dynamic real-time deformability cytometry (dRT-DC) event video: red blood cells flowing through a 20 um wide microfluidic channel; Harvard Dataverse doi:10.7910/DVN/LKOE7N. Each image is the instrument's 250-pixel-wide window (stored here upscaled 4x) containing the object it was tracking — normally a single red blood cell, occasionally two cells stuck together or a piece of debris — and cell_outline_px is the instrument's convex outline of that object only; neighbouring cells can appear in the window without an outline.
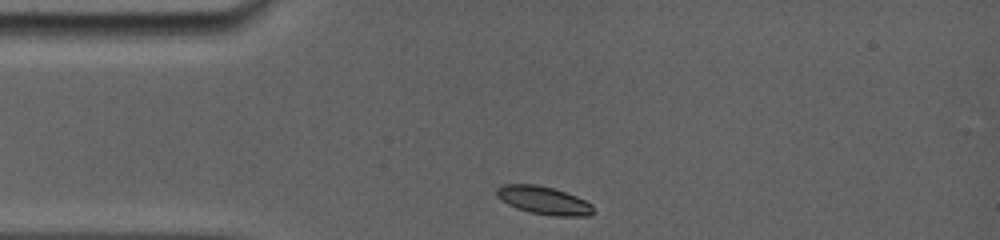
{"species": "common noctule bat (a hibernating species)", "species_latin": "Nyctalus noctula", "temperature_condition": "room temperature", "stored_images_in_passage": 27, "camera_frame_rate_fps": 5000, "um_per_image_px": 0.085, "animal": {"sex": "female", "body_mass_g": 19.0, "forearm_length_mm": 56.7}, "frame": {"image": 1, "passage_image": 1, "time_ms": 0.0, "image_size_px": [1000, 240], "cell_outline_px": [[592, 212], [588, 216], [552, 216], [528, 212], [516, 208], [500, 200], [496, 196], [496, 188], [500, 184], [536, 184], [552, 188], [576, 196], [592, 204]], "centroid_in_image_um": [46.15, 17.03], "position_along_channel_um": 38.8, "area_um2": 15.84}}
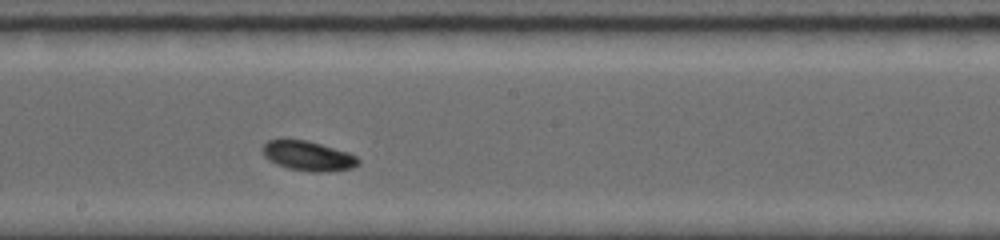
{"frame": {"image": 2, "passage_image": 16, "time_ms": 5.4, "image_size_px": [1000, 240], "cell_outline_px": [[360, 164], [352, 168], [328, 172], [316, 172], [288, 168], [268, 160], [264, 156], [260, 148], [268, 140], [304, 140], [320, 144], [348, 152], [356, 156], [360, 160]], "centroid_in_image_um": [26.19, 13.26], "position_along_channel_um": 222.0, "area_um2": 16.47}}
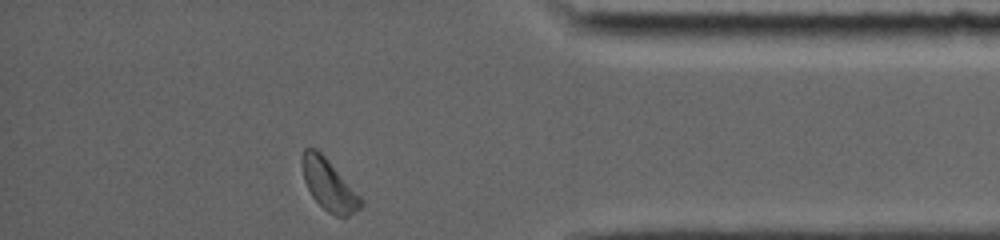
{"frame": {"image": 3, "passage_image": 27, "time_ms": 10.6, "image_size_px": [1000, 240], "cell_outline_px": [[364, 204], [360, 208], [348, 216], [336, 216], [328, 212], [312, 196], [304, 180], [304, 148], [316, 148], [328, 160], [360, 196]], "centroid_in_image_um": [27.99, 15.75], "position_along_channel_um": 407.2, "area_um2": 16.76}, "authors_computed_cell_mechanics": {"area_um2": 16.0684, "velocity_mm_per_s": 3.8161, "shape_relaxation_time_tau1_ms": 2.7129, "shape_relaxation_time_tau2_ms": null, "deformation_change_tau1": 0.1145, "deformation_change_tau2": null}}